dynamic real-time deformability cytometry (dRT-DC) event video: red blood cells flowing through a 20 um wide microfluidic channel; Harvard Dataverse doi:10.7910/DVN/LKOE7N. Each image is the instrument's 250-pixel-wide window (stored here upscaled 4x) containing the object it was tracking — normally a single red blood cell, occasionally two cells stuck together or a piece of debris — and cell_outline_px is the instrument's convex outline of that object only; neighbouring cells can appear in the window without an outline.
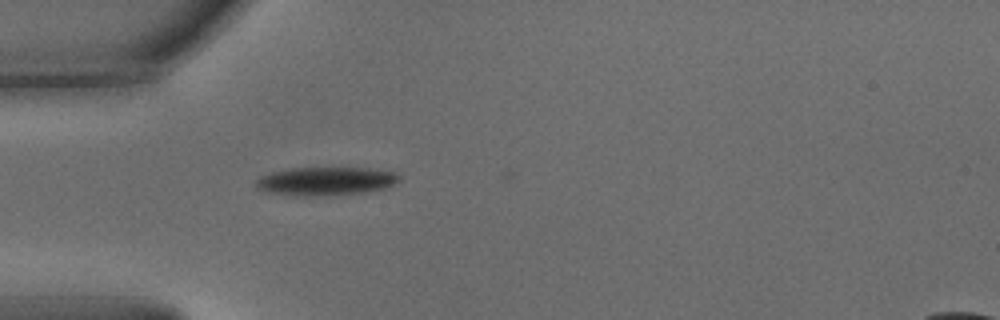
{"species": "common noctule bat (a hibernating species)", "species_latin": "Nyctalus noctula", "temperature_condition": "warm", "stored_images_in_passage": 2, "camera_frame_rate_fps": 3000, "um_per_image_px": 0.085, "animal": {"sex": "male", "body_mass_g": 15.6}, "frame": {"image": 1, "passage_image": 1, "time_ms": 0.0, "image_size_px": [1000, 320], "cell_outline_px": [[400, 180], [396, 184], [384, 188], [364, 192], [328, 196], [296, 196], [268, 192], [260, 188], [256, 184], [256, 180], [260, 176], [272, 172], [292, 168], [368, 168], [396, 172], [400, 176]], "centroid_in_image_um": [27.73, 15.4], "position_along_channel_um": 57.3, "area_um2": 23.76}}